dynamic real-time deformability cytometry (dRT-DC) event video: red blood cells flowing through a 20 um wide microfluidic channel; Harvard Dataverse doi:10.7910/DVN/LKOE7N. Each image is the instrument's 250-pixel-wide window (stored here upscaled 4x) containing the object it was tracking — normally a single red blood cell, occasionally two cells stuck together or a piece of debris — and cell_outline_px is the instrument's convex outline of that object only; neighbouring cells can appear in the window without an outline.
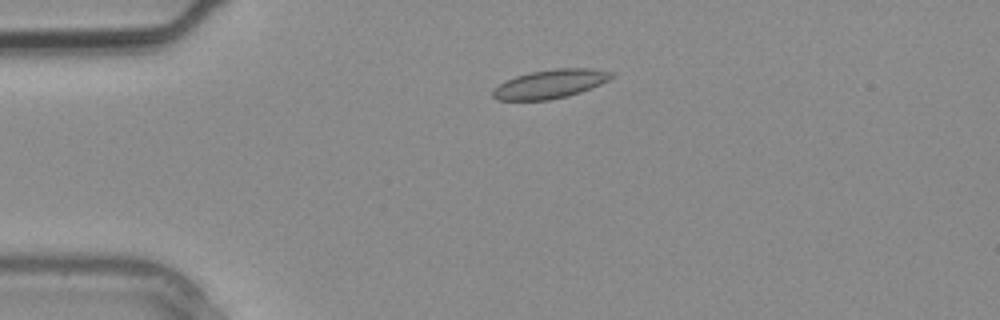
{"species": "common noctule bat (a hibernating species)", "species_latin": "Nyctalus noctula", "temperature_condition": "warm", "stored_images_in_passage": 3, "camera_frame_rate_fps": 3000, "um_per_image_px": 0.085, "animal": {"sex": "male", "body_mass_g": 20.4}, "frame": {"image": 1, "passage_image": 2, "time_ms": 0.333, "image_size_px": [1000, 320], "cell_outline_px": [[616, 76], [592, 88], [568, 96], [548, 100], [496, 100], [492, 96], [492, 92], [500, 84], [516, 76], [532, 72], [556, 68], [592, 68], [612, 72]], "centroid_in_image_um": [46.81, 7.13], "position_along_channel_um": 38.2, "area_um2": 19.77}}
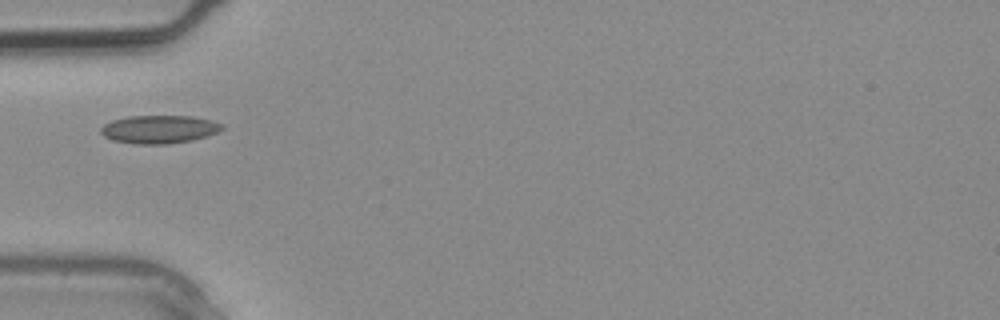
{"frame": {"image": 2, "passage_image": 3, "time_ms": 0.667, "image_size_px": [1000, 320], "cell_outline_px": [[224, 128], [208, 136], [192, 140], [168, 144], [136, 144], [112, 140], [104, 136], [100, 132], [100, 128], [104, 124], [112, 120], [128, 116], [192, 116], [212, 120], [224, 124]], "centroid_in_image_um": [13.53, 10.99], "position_along_channel_um": 71.5, "area_um2": 20.0}}